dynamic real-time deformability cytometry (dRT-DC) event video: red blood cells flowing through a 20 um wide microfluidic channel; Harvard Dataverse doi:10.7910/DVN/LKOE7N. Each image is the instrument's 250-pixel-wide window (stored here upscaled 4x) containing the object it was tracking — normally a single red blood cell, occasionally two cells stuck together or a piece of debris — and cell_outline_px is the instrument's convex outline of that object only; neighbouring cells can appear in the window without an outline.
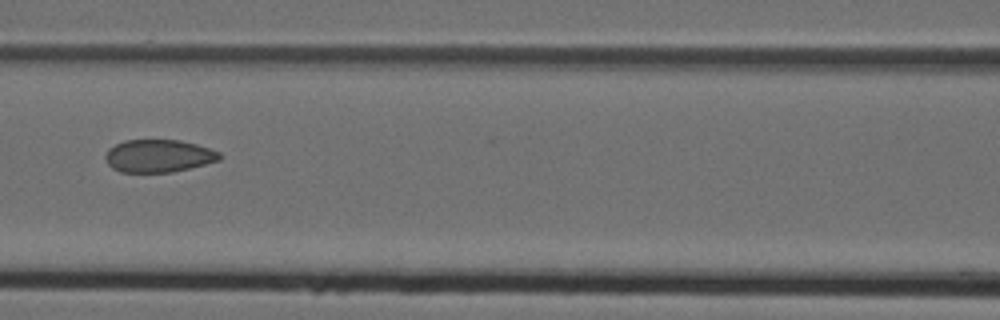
{"species": "Egyptian fruit bat (a non-hibernating species)", "species_latin": "Rousettus aegyptiacus", "temperature_condition": "cold", "stored_images_in_passage": 6, "camera_frame_rate_fps": 3000, "um_per_image_px": 0.085, "animal": {"sex": "female"}, "frame": {"image": 1, "passage_image": 6, "time_ms": 1.667, "image_size_px": [1000, 320], "cell_outline_px": [[224, 156], [220, 160], [172, 172], [120, 172], [112, 168], [108, 164], [104, 156], [108, 148], [124, 140], [180, 140], [196, 144], [220, 152]], "centroid_in_image_um": [13.47, 13.25], "position_along_channel_um": 153.1, "area_um2": 21.79}}